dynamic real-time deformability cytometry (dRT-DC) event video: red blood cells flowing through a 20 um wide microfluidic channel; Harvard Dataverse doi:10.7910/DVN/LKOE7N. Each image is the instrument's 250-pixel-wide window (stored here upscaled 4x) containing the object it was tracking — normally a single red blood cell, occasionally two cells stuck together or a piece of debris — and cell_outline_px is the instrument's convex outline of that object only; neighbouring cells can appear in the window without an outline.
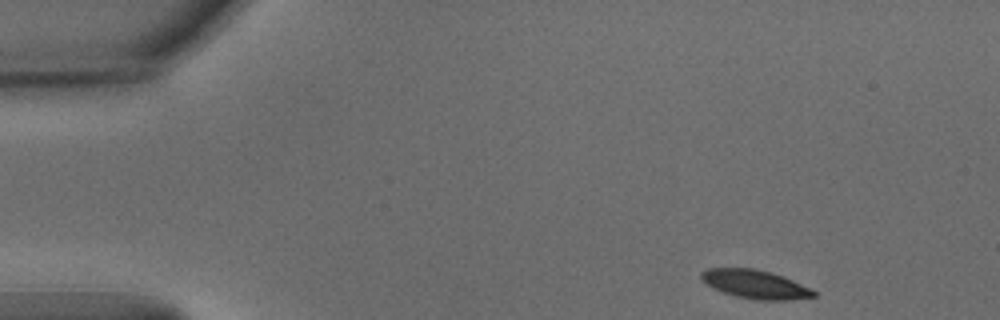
{"species": "common noctule bat (a hibernating species)", "species_latin": "Nyctalus noctula", "temperature_condition": "warm", "stored_images_in_passage": 48, "camera_frame_rate_fps": 3000, "um_per_image_px": 0.085, "animal": {"sex": "male", "body_mass_g": 15.6}, "frame": {"image": 1, "passage_image": 1, "time_ms": 0.0, "image_size_px": [1000, 320], "cell_outline_px": [[816, 296], [784, 300], [760, 300], [736, 296], [724, 292], [708, 284], [700, 276], [700, 272], [708, 268], [756, 268], [784, 276], [812, 288], [816, 292]], "centroid_in_image_um": [64.24, 24.14], "position_along_channel_um": 20.8, "area_um2": 18.55}}
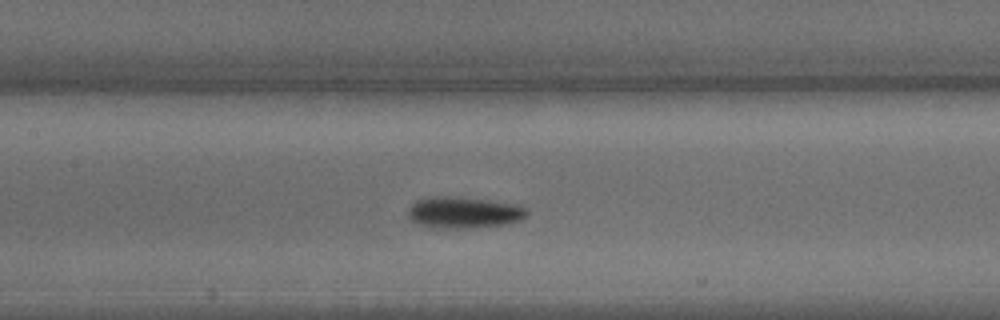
{"frame": {"image": 2, "passage_image": 20, "time_ms": 6.333, "image_size_px": [1000, 320], "cell_outline_px": [[528, 216], [520, 220], [508, 224], [476, 228], [432, 228], [416, 224], [408, 216], [408, 208], [416, 200], [428, 196], [456, 196], [488, 200], [516, 204], [528, 208]], "centroid_in_image_um": [39.42, 18.06], "position_along_channel_um": 168.0, "area_um2": 22.31}}
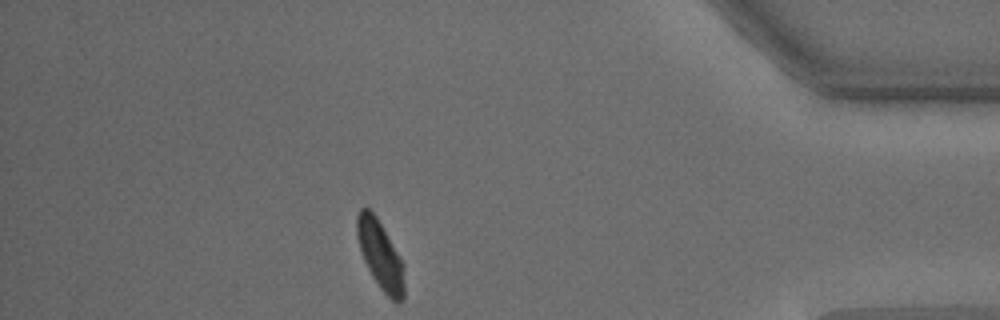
{"frame": {"image": 3, "passage_image": 42, "time_ms": 13.667, "image_size_px": [1000, 320], "cell_outline_px": [[404, 300], [400, 304], [396, 304], [380, 288], [372, 276], [364, 260], [356, 236], [356, 216], [360, 208], [368, 208], [376, 216], [404, 264]], "centroid_in_image_um": [32.33, 21.71], "position_along_channel_um": 402.9, "area_um2": 18.9}, "authors_computed_cell_mechanics": {"area_um2": 20.0277, "velocity_mm_per_s": 3.758, "shape_relaxation_time_tau1_ms": 2.0983, "shape_relaxation_time_tau2_ms": 2.164, "deformation_change_tau1": 0.1353, "deformation_change_tau2": 0.0751}}